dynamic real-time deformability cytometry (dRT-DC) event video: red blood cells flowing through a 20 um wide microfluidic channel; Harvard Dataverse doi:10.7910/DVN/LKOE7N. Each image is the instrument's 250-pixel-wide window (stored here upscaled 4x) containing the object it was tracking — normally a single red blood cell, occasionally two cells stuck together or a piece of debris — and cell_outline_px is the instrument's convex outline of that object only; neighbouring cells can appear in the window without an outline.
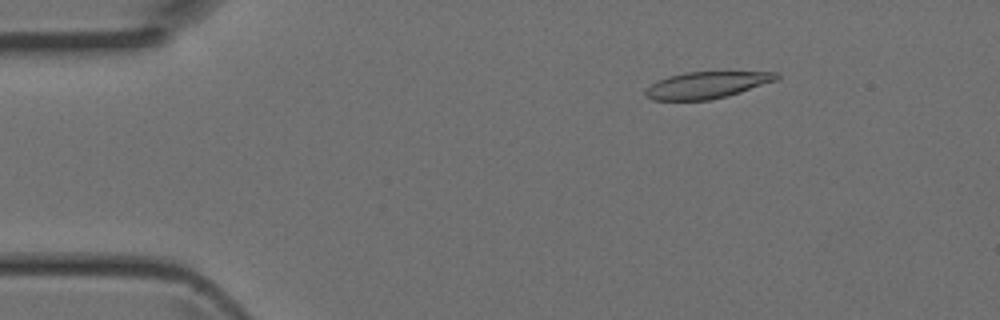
{"species": "Egyptian fruit bat (a non-hibernating species)", "species_latin": "Rousettus aegyptiacus", "temperature_condition": "room temperature", "stored_images_in_passage": 3, "camera_frame_rate_fps": 3000, "um_per_image_px": 0.085, "animal": {"sex": "female"}, "frame": {"image": 1, "passage_image": 2, "time_ms": 0.333, "image_size_px": [1000, 320], "cell_outline_px": [[780, 76], [776, 80], [728, 96], [708, 100], [652, 100], [644, 92], [652, 84], [668, 76], [684, 72], [780, 72]], "centroid_in_image_um": [60.1, 7.22], "position_along_channel_um": 24.9, "area_um2": 20.11}}